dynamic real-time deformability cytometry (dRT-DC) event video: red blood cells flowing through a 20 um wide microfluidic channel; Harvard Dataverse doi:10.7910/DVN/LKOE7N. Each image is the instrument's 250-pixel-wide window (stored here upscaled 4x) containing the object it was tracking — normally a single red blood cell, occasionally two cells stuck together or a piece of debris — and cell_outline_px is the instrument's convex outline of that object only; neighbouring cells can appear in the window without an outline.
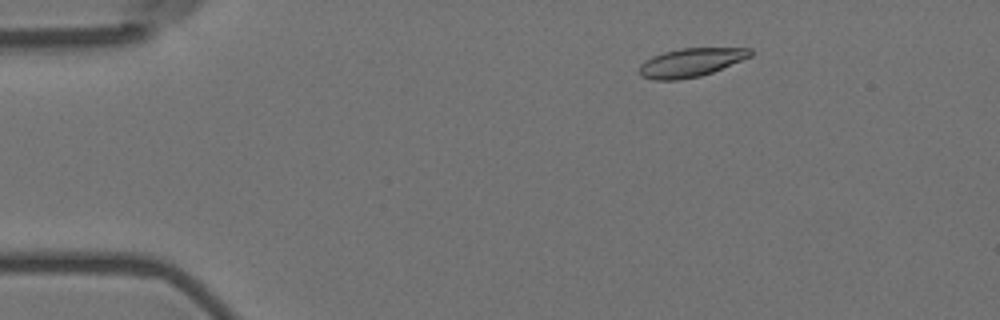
{"species": "Egyptian fruit bat (a non-hibernating species)", "species_latin": "Rousettus aegyptiacus", "temperature_condition": "room temperature", "stored_images_in_passage": 48, "camera_frame_rate_fps": 3000, "um_per_image_px": 0.085, "animal": {"sex": "female"}, "frame": {"image": 1, "passage_image": 1, "time_ms": 0.0, "image_size_px": [1000, 320], "cell_outline_px": [[752, 56], [712, 72], [700, 76], [676, 80], [656, 80], [640, 76], [640, 64], [644, 60], [652, 56], [664, 52], [680, 48], [752, 48]], "centroid_in_image_um": [58.71, 5.31], "position_along_channel_um": 26.3, "area_um2": 18.44}}
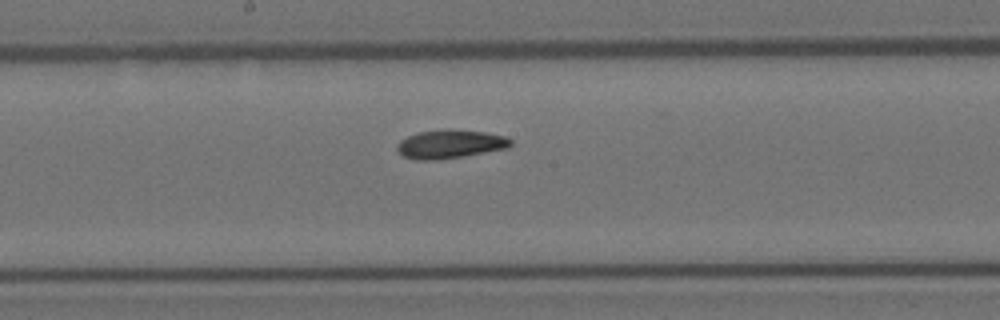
{"frame": {"image": 2, "passage_image": 22, "time_ms": 7.0, "image_size_px": [1000, 320], "cell_outline_px": [[512, 144], [508, 148], [464, 156], [436, 160], [416, 160], [404, 156], [396, 148], [396, 144], [400, 140], [416, 132], [444, 128], [484, 132], [504, 136], [512, 140]], "centroid_in_image_um": [38.24, 12.24], "position_along_channel_um": 210.0, "area_um2": 19.07}}
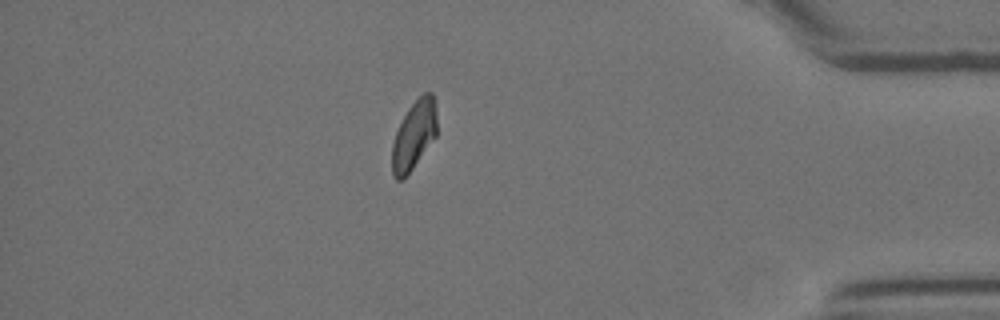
{"frame": {"image": 3, "passage_image": 41, "time_ms": 13.333, "image_size_px": [1000, 320], "cell_outline_px": [[436, 136], [404, 180], [396, 180], [392, 172], [392, 144], [396, 132], [408, 108], [424, 92], [432, 92], [436, 108]], "centroid_in_image_um": [35.18, 11.51], "position_along_channel_um": 400.0, "area_um2": 17.86}, "authors_computed_cell_mechanics": {"area_um2": 18.6983, "velocity_mm_per_s": 3.6012, "shape_relaxation_time_tau1_ms": 8.5648, "shape_relaxation_time_tau2_ms": 3.4331, "deformation_change_tau1": 0.1952, "deformation_change_tau2": 0.0876}}